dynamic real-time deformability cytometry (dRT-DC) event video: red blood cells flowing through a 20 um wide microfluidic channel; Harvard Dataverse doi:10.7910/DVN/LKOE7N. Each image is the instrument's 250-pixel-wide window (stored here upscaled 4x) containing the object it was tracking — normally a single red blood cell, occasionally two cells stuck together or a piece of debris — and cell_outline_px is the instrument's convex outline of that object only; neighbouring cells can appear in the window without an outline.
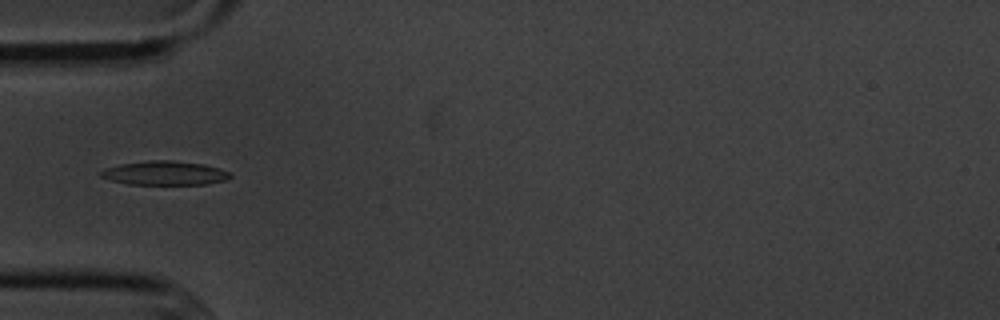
{"species": "common noctule bat (a hibernating species)", "species_latin": "Nyctalus noctula", "temperature_condition": "cold", "stored_images_in_passage": 10, "camera_frame_rate_fps": 3000, "um_per_image_px": 0.085, "animal": {"sex": "male", "body_mass_g": 20.1, "forearm_length_mm": 53.5}, "frame": {"image": 1, "passage_image": 5, "time_ms": 5.667, "image_size_px": [1000, 320], "cell_outline_px": [[232, 176], [224, 180], [204, 184], [128, 184], [108, 180], [100, 176], [100, 172], [104, 168], [120, 164], [152, 160], [172, 160], [204, 164], [232, 172]], "centroid_in_image_um": [13.98, 14.71], "position_along_channel_um": 71.0, "area_um2": 18.09}}
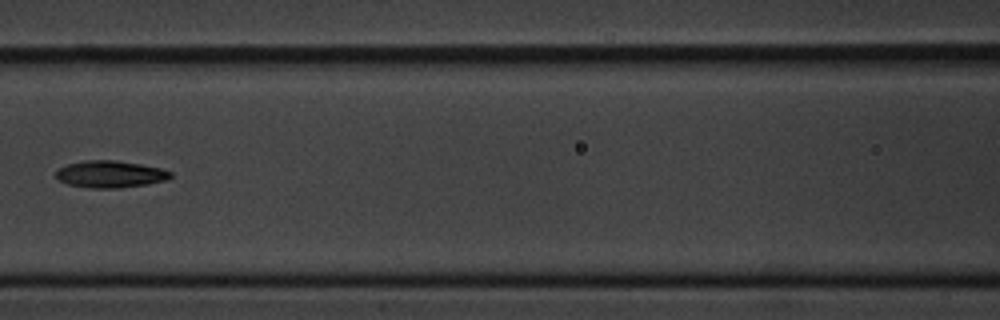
{"frame": {"image": 2, "passage_image": 7, "time_ms": 8.0, "image_size_px": [1000, 320], "cell_outline_px": [[172, 176], [168, 180], [148, 184], [120, 188], [88, 188], [68, 184], [56, 180], [56, 172], [60, 168], [68, 164], [84, 160], [116, 160], [140, 164], [160, 168], [172, 172]], "centroid_in_image_um": [9.37, 14.81], "position_along_channel_um": 157.2, "area_um2": 18.15}}
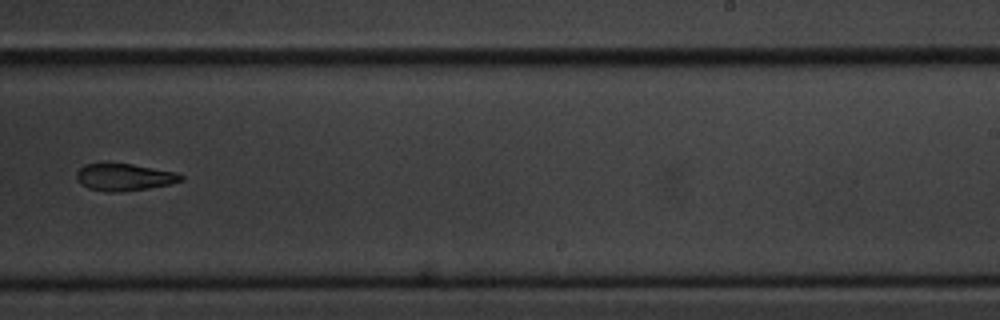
{"frame": {"image": 3, "passage_image": 10, "time_ms": 11.333, "image_size_px": [1000, 320], "cell_outline_px": [[184, 180], [168, 184], [148, 188], [120, 192], [108, 192], [88, 188], [80, 184], [76, 180], [76, 172], [84, 164], [132, 164], [176, 172], [184, 176]], "centroid_in_image_um": [10.54, 15.06], "position_along_channel_um": 278.5, "area_um2": 16.42}}